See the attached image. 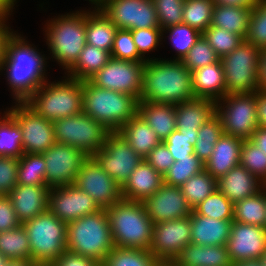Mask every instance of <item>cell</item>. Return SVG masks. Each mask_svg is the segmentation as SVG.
<instances>
[{
  "mask_svg": "<svg viewBox=\"0 0 266 266\" xmlns=\"http://www.w3.org/2000/svg\"><path fill=\"white\" fill-rule=\"evenodd\" d=\"M193 99L192 73L182 61L147 59L140 101L177 105Z\"/></svg>",
  "mask_w": 266,
  "mask_h": 266,
  "instance_id": "6da1fadb",
  "label": "cell"
},
{
  "mask_svg": "<svg viewBox=\"0 0 266 266\" xmlns=\"http://www.w3.org/2000/svg\"><path fill=\"white\" fill-rule=\"evenodd\" d=\"M44 62L45 57L26 43L24 38L16 33L8 38L0 70H7L16 102H25L46 82Z\"/></svg>",
  "mask_w": 266,
  "mask_h": 266,
  "instance_id": "7a4b0ae2",
  "label": "cell"
},
{
  "mask_svg": "<svg viewBox=\"0 0 266 266\" xmlns=\"http://www.w3.org/2000/svg\"><path fill=\"white\" fill-rule=\"evenodd\" d=\"M105 211L115 247L149 251L153 222L142 202L121 199Z\"/></svg>",
  "mask_w": 266,
  "mask_h": 266,
  "instance_id": "3957f363",
  "label": "cell"
},
{
  "mask_svg": "<svg viewBox=\"0 0 266 266\" xmlns=\"http://www.w3.org/2000/svg\"><path fill=\"white\" fill-rule=\"evenodd\" d=\"M83 113L117 132L138 113V100L129 94L102 89L83 81Z\"/></svg>",
  "mask_w": 266,
  "mask_h": 266,
  "instance_id": "277c9868",
  "label": "cell"
},
{
  "mask_svg": "<svg viewBox=\"0 0 266 266\" xmlns=\"http://www.w3.org/2000/svg\"><path fill=\"white\" fill-rule=\"evenodd\" d=\"M114 247L105 209L67 223V251L102 264Z\"/></svg>",
  "mask_w": 266,
  "mask_h": 266,
  "instance_id": "5b68a950",
  "label": "cell"
},
{
  "mask_svg": "<svg viewBox=\"0 0 266 266\" xmlns=\"http://www.w3.org/2000/svg\"><path fill=\"white\" fill-rule=\"evenodd\" d=\"M44 82L25 102L46 120L83 112V81L69 77L57 83Z\"/></svg>",
  "mask_w": 266,
  "mask_h": 266,
  "instance_id": "8992f818",
  "label": "cell"
},
{
  "mask_svg": "<svg viewBox=\"0 0 266 266\" xmlns=\"http://www.w3.org/2000/svg\"><path fill=\"white\" fill-rule=\"evenodd\" d=\"M30 242L31 261L50 265L66 251L67 223L51 211L22 223Z\"/></svg>",
  "mask_w": 266,
  "mask_h": 266,
  "instance_id": "52a82bcc",
  "label": "cell"
},
{
  "mask_svg": "<svg viewBox=\"0 0 266 266\" xmlns=\"http://www.w3.org/2000/svg\"><path fill=\"white\" fill-rule=\"evenodd\" d=\"M46 26L47 43L53 58L69 70L87 44L86 11L61 15Z\"/></svg>",
  "mask_w": 266,
  "mask_h": 266,
  "instance_id": "ba28073f",
  "label": "cell"
},
{
  "mask_svg": "<svg viewBox=\"0 0 266 266\" xmlns=\"http://www.w3.org/2000/svg\"><path fill=\"white\" fill-rule=\"evenodd\" d=\"M55 141L67 144L92 157L101 150L111 133L102 123L85 113L57 119L53 122Z\"/></svg>",
  "mask_w": 266,
  "mask_h": 266,
  "instance_id": "9c48e42d",
  "label": "cell"
},
{
  "mask_svg": "<svg viewBox=\"0 0 266 266\" xmlns=\"http://www.w3.org/2000/svg\"><path fill=\"white\" fill-rule=\"evenodd\" d=\"M260 49L243 41L230 54L221 58L227 94L256 93Z\"/></svg>",
  "mask_w": 266,
  "mask_h": 266,
  "instance_id": "30bf717a",
  "label": "cell"
},
{
  "mask_svg": "<svg viewBox=\"0 0 266 266\" xmlns=\"http://www.w3.org/2000/svg\"><path fill=\"white\" fill-rule=\"evenodd\" d=\"M221 100L224 105L216 102V115L221 120L224 134L250 139L259 127L256 93L226 94Z\"/></svg>",
  "mask_w": 266,
  "mask_h": 266,
  "instance_id": "8fae6325",
  "label": "cell"
},
{
  "mask_svg": "<svg viewBox=\"0 0 266 266\" xmlns=\"http://www.w3.org/2000/svg\"><path fill=\"white\" fill-rule=\"evenodd\" d=\"M144 68L145 62L111 58L89 81L99 88L126 93L140 101Z\"/></svg>",
  "mask_w": 266,
  "mask_h": 266,
  "instance_id": "7c38bea8",
  "label": "cell"
},
{
  "mask_svg": "<svg viewBox=\"0 0 266 266\" xmlns=\"http://www.w3.org/2000/svg\"><path fill=\"white\" fill-rule=\"evenodd\" d=\"M92 158L120 187L143 160L118 132H111Z\"/></svg>",
  "mask_w": 266,
  "mask_h": 266,
  "instance_id": "4fadbf2b",
  "label": "cell"
},
{
  "mask_svg": "<svg viewBox=\"0 0 266 266\" xmlns=\"http://www.w3.org/2000/svg\"><path fill=\"white\" fill-rule=\"evenodd\" d=\"M7 112L20 127L24 153L42 154L56 143L53 122L39 115L26 102H18Z\"/></svg>",
  "mask_w": 266,
  "mask_h": 266,
  "instance_id": "5bb4252c",
  "label": "cell"
},
{
  "mask_svg": "<svg viewBox=\"0 0 266 266\" xmlns=\"http://www.w3.org/2000/svg\"><path fill=\"white\" fill-rule=\"evenodd\" d=\"M97 7L119 29L160 28L152 0H104Z\"/></svg>",
  "mask_w": 266,
  "mask_h": 266,
  "instance_id": "9a60e30c",
  "label": "cell"
},
{
  "mask_svg": "<svg viewBox=\"0 0 266 266\" xmlns=\"http://www.w3.org/2000/svg\"><path fill=\"white\" fill-rule=\"evenodd\" d=\"M46 165V184L52 189L75 183L83 163L89 158L83 151L55 143L42 153Z\"/></svg>",
  "mask_w": 266,
  "mask_h": 266,
  "instance_id": "2e32d148",
  "label": "cell"
},
{
  "mask_svg": "<svg viewBox=\"0 0 266 266\" xmlns=\"http://www.w3.org/2000/svg\"><path fill=\"white\" fill-rule=\"evenodd\" d=\"M191 243L190 216L153 224L149 251L158 261H174Z\"/></svg>",
  "mask_w": 266,
  "mask_h": 266,
  "instance_id": "e0dca14e",
  "label": "cell"
},
{
  "mask_svg": "<svg viewBox=\"0 0 266 266\" xmlns=\"http://www.w3.org/2000/svg\"><path fill=\"white\" fill-rule=\"evenodd\" d=\"M74 185L91 196L100 209H107L122 199L121 187L92 157L83 163Z\"/></svg>",
  "mask_w": 266,
  "mask_h": 266,
  "instance_id": "ac0fdd59",
  "label": "cell"
},
{
  "mask_svg": "<svg viewBox=\"0 0 266 266\" xmlns=\"http://www.w3.org/2000/svg\"><path fill=\"white\" fill-rule=\"evenodd\" d=\"M99 210L93 198L74 184L50 189L49 211L61 221L70 223Z\"/></svg>",
  "mask_w": 266,
  "mask_h": 266,
  "instance_id": "d6986e66",
  "label": "cell"
},
{
  "mask_svg": "<svg viewBox=\"0 0 266 266\" xmlns=\"http://www.w3.org/2000/svg\"><path fill=\"white\" fill-rule=\"evenodd\" d=\"M142 203L153 224L184 218L192 213L180 186L163 183L153 195L145 198Z\"/></svg>",
  "mask_w": 266,
  "mask_h": 266,
  "instance_id": "ffe728a7",
  "label": "cell"
},
{
  "mask_svg": "<svg viewBox=\"0 0 266 266\" xmlns=\"http://www.w3.org/2000/svg\"><path fill=\"white\" fill-rule=\"evenodd\" d=\"M226 247L232 263L260 259L266 251V228L233 221Z\"/></svg>",
  "mask_w": 266,
  "mask_h": 266,
  "instance_id": "44dd1931",
  "label": "cell"
},
{
  "mask_svg": "<svg viewBox=\"0 0 266 266\" xmlns=\"http://www.w3.org/2000/svg\"><path fill=\"white\" fill-rule=\"evenodd\" d=\"M50 188L47 185H19L8 193L15 214L22 224L49 210Z\"/></svg>",
  "mask_w": 266,
  "mask_h": 266,
  "instance_id": "7402d4cb",
  "label": "cell"
},
{
  "mask_svg": "<svg viewBox=\"0 0 266 266\" xmlns=\"http://www.w3.org/2000/svg\"><path fill=\"white\" fill-rule=\"evenodd\" d=\"M162 184L163 176L143 159L121 187L122 199L142 202Z\"/></svg>",
  "mask_w": 266,
  "mask_h": 266,
  "instance_id": "603a6c76",
  "label": "cell"
},
{
  "mask_svg": "<svg viewBox=\"0 0 266 266\" xmlns=\"http://www.w3.org/2000/svg\"><path fill=\"white\" fill-rule=\"evenodd\" d=\"M216 114V102L195 98L175 105L176 128L180 133L197 135L198 129Z\"/></svg>",
  "mask_w": 266,
  "mask_h": 266,
  "instance_id": "cb8c5ba5",
  "label": "cell"
},
{
  "mask_svg": "<svg viewBox=\"0 0 266 266\" xmlns=\"http://www.w3.org/2000/svg\"><path fill=\"white\" fill-rule=\"evenodd\" d=\"M192 87L195 98L209 99L215 102L226 94L224 69L221 60L191 71Z\"/></svg>",
  "mask_w": 266,
  "mask_h": 266,
  "instance_id": "d4e9b609",
  "label": "cell"
},
{
  "mask_svg": "<svg viewBox=\"0 0 266 266\" xmlns=\"http://www.w3.org/2000/svg\"><path fill=\"white\" fill-rule=\"evenodd\" d=\"M263 185L257 177L241 164L236 165L217 180V189L233 204L255 195L262 189Z\"/></svg>",
  "mask_w": 266,
  "mask_h": 266,
  "instance_id": "484cf974",
  "label": "cell"
},
{
  "mask_svg": "<svg viewBox=\"0 0 266 266\" xmlns=\"http://www.w3.org/2000/svg\"><path fill=\"white\" fill-rule=\"evenodd\" d=\"M243 140L223 134L215 144L210 159L204 169L216 180L227 174L233 167L240 164Z\"/></svg>",
  "mask_w": 266,
  "mask_h": 266,
  "instance_id": "4316f807",
  "label": "cell"
},
{
  "mask_svg": "<svg viewBox=\"0 0 266 266\" xmlns=\"http://www.w3.org/2000/svg\"><path fill=\"white\" fill-rule=\"evenodd\" d=\"M191 220V243L202 246L226 245L233 221L217 220L193 211Z\"/></svg>",
  "mask_w": 266,
  "mask_h": 266,
  "instance_id": "83f0119b",
  "label": "cell"
},
{
  "mask_svg": "<svg viewBox=\"0 0 266 266\" xmlns=\"http://www.w3.org/2000/svg\"><path fill=\"white\" fill-rule=\"evenodd\" d=\"M174 262L177 266H232L226 245L202 246L189 243Z\"/></svg>",
  "mask_w": 266,
  "mask_h": 266,
  "instance_id": "f1b7e54d",
  "label": "cell"
},
{
  "mask_svg": "<svg viewBox=\"0 0 266 266\" xmlns=\"http://www.w3.org/2000/svg\"><path fill=\"white\" fill-rule=\"evenodd\" d=\"M138 114L163 142L176 128L175 105L138 101Z\"/></svg>",
  "mask_w": 266,
  "mask_h": 266,
  "instance_id": "f546056e",
  "label": "cell"
},
{
  "mask_svg": "<svg viewBox=\"0 0 266 266\" xmlns=\"http://www.w3.org/2000/svg\"><path fill=\"white\" fill-rule=\"evenodd\" d=\"M143 159L161 143L157 134L137 113L117 131Z\"/></svg>",
  "mask_w": 266,
  "mask_h": 266,
  "instance_id": "4dcf8cb0",
  "label": "cell"
},
{
  "mask_svg": "<svg viewBox=\"0 0 266 266\" xmlns=\"http://www.w3.org/2000/svg\"><path fill=\"white\" fill-rule=\"evenodd\" d=\"M95 11L90 12L91 14L86 12V42L111 53L118 28L98 7H95Z\"/></svg>",
  "mask_w": 266,
  "mask_h": 266,
  "instance_id": "1f68e13d",
  "label": "cell"
},
{
  "mask_svg": "<svg viewBox=\"0 0 266 266\" xmlns=\"http://www.w3.org/2000/svg\"><path fill=\"white\" fill-rule=\"evenodd\" d=\"M252 9L237 6L215 5L211 26L228 30L245 38Z\"/></svg>",
  "mask_w": 266,
  "mask_h": 266,
  "instance_id": "d6a6232c",
  "label": "cell"
},
{
  "mask_svg": "<svg viewBox=\"0 0 266 266\" xmlns=\"http://www.w3.org/2000/svg\"><path fill=\"white\" fill-rule=\"evenodd\" d=\"M111 59V53L86 44L76 63L67 71L68 76L79 81L89 80Z\"/></svg>",
  "mask_w": 266,
  "mask_h": 266,
  "instance_id": "836d02e7",
  "label": "cell"
},
{
  "mask_svg": "<svg viewBox=\"0 0 266 266\" xmlns=\"http://www.w3.org/2000/svg\"><path fill=\"white\" fill-rule=\"evenodd\" d=\"M255 195L234 203L233 221L266 227L265 184Z\"/></svg>",
  "mask_w": 266,
  "mask_h": 266,
  "instance_id": "e575fe53",
  "label": "cell"
},
{
  "mask_svg": "<svg viewBox=\"0 0 266 266\" xmlns=\"http://www.w3.org/2000/svg\"><path fill=\"white\" fill-rule=\"evenodd\" d=\"M0 254L9 260H31L30 242L22 224L0 232Z\"/></svg>",
  "mask_w": 266,
  "mask_h": 266,
  "instance_id": "d590c367",
  "label": "cell"
},
{
  "mask_svg": "<svg viewBox=\"0 0 266 266\" xmlns=\"http://www.w3.org/2000/svg\"><path fill=\"white\" fill-rule=\"evenodd\" d=\"M180 189L187 203L193 209L217 190V180L204 169L191 176L180 186Z\"/></svg>",
  "mask_w": 266,
  "mask_h": 266,
  "instance_id": "8d00e7d4",
  "label": "cell"
},
{
  "mask_svg": "<svg viewBox=\"0 0 266 266\" xmlns=\"http://www.w3.org/2000/svg\"><path fill=\"white\" fill-rule=\"evenodd\" d=\"M17 184L47 185L46 165L42 154L24 153L19 158Z\"/></svg>",
  "mask_w": 266,
  "mask_h": 266,
  "instance_id": "74e56055",
  "label": "cell"
},
{
  "mask_svg": "<svg viewBox=\"0 0 266 266\" xmlns=\"http://www.w3.org/2000/svg\"><path fill=\"white\" fill-rule=\"evenodd\" d=\"M23 154L20 127L15 119L5 112V116L0 119V156L20 158Z\"/></svg>",
  "mask_w": 266,
  "mask_h": 266,
  "instance_id": "f35d334b",
  "label": "cell"
},
{
  "mask_svg": "<svg viewBox=\"0 0 266 266\" xmlns=\"http://www.w3.org/2000/svg\"><path fill=\"white\" fill-rule=\"evenodd\" d=\"M223 134L221 120L216 114L198 129L194 154L204 164L210 159L215 144Z\"/></svg>",
  "mask_w": 266,
  "mask_h": 266,
  "instance_id": "ab89813d",
  "label": "cell"
},
{
  "mask_svg": "<svg viewBox=\"0 0 266 266\" xmlns=\"http://www.w3.org/2000/svg\"><path fill=\"white\" fill-rule=\"evenodd\" d=\"M214 6L213 0H185L183 23L202 34L212 23Z\"/></svg>",
  "mask_w": 266,
  "mask_h": 266,
  "instance_id": "60d3db41",
  "label": "cell"
},
{
  "mask_svg": "<svg viewBox=\"0 0 266 266\" xmlns=\"http://www.w3.org/2000/svg\"><path fill=\"white\" fill-rule=\"evenodd\" d=\"M157 259L145 249L114 247L104 259L102 266H154Z\"/></svg>",
  "mask_w": 266,
  "mask_h": 266,
  "instance_id": "b9f144b4",
  "label": "cell"
},
{
  "mask_svg": "<svg viewBox=\"0 0 266 266\" xmlns=\"http://www.w3.org/2000/svg\"><path fill=\"white\" fill-rule=\"evenodd\" d=\"M192 211L212 219L233 221L234 204L217 189Z\"/></svg>",
  "mask_w": 266,
  "mask_h": 266,
  "instance_id": "7bdbcfd3",
  "label": "cell"
},
{
  "mask_svg": "<svg viewBox=\"0 0 266 266\" xmlns=\"http://www.w3.org/2000/svg\"><path fill=\"white\" fill-rule=\"evenodd\" d=\"M204 170V163L195 154L188 158L178 159L163 176V183L170 186H181L191 176Z\"/></svg>",
  "mask_w": 266,
  "mask_h": 266,
  "instance_id": "ee69618b",
  "label": "cell"
},
{
  "mask_svg": "<svg viewBox=\"0 0 266 266\" xmlns=\"http://www.w3.org/2000/svg\"><path fill=\"white\" fill-rule=\"evenodd\" d=\"M244 41L260 50L266 48V0H257L252 8Z\"/></svg>",
  "mask_w": 266,
  "mask_h": 266,
  "instance_id": "f6af8a7d",
  "label": "cell"
},
{
  "mask_svg": "<svg viewBox=\"0 0 266 266\" xmlns=\"http://www.w3.org/2000/svg\"><path fill=\"white\" fill-rule=\"evenodd\" d=\"M202 35L215 50L220 59L230 54L244 41V38L238 34L211 25Z\"/></svg>",
  "mask_w": 266,
  "mask_h": 266,
  "instance_id": "bcb514c9",
  "label": "cell"
},
{
  "mask_svg": "<svg viewBox=\"0 0 266 266\" xmlns=\"http://www.w3.org/2000/svg\"><path fill=\"white\" fill-rule=\"evenodd\" d=\"M240 164L263 184H266V154L249 139L243 140Z\"/></svg>",
  "mask_w": 266,
  "mask_h": 266,
  "instance_id": "7dc6e473",
  "label": "cell"
},
{
  "mask_svg": "<svg viewBox=\"0 0 266 266\" xmlns=\"http://www.w3.org/2000/svg\"><path fill=\"white\" fill-rule=\"evenodd\" d=\"M220 60L221 59L215 50L210 46L203 35H201L196 43L190 48L182 62L190 71H193Z\"/></svg>",
  "mask_w": 266,
  "mask_h": 266,
  "instance_id": "c3c4849f",
  "label": "cell"
},
{
  "mask_svg": "<svg viewBox=\"0 0 266 266\" xmlns=\"http://www.w3.org/2000/svg\"><path fill=\"white\" fill-rule=\"evenodd\" d=\"M170 33V40L174 48L177 50V58L175 60L182 61L187 55L190 48L196 43L202 35L196 29L187 24L181 23L165 28Z\"/></svg>",
  "mask_w": 266,
  "mask_h": 266,
  "instance_id": "681fc988",
  "label": "cell"
},
{
  "mask_svg": "<svg viewBox=\"0 0 266 266\" xmlns=\"http://www.w3.org/2000/svg\"><path fill=\"white\" fill-rule=\"evenodd\" d=\"M111 58L129 60L134 62H146L138 52L130 30L117 29L112 45Z\"/></svg>",
  "mask_w": 266,
  "mask_h": 266,
  "instance_id": "f907efd6",
  "label": "cell"
},
{
  "mask_svg": "<svg viewBox=\"0 0 266 266\" xmlns=\"http://www.w3.org/2000/svg\"><path fill=\"white\" fill-rule=\"evenodd\" d=\"M185 0H152L162 31L173 25L183 23V6Z\"/></svg>",
  "mask_w": 266,
  "mask_h": 266,
  "instance_id": "816d5d0a",
  "label": "cell"
},
{
  "mask_svg": "<svg viewBox=\"0 0 266 266\" xmlns=\"http://www.w3.org/2000/svg\"><path fill=\"white\" fill-rule=\"evenodd\" d=\"M197 135H187L180 133L175 129L163 142L166 144L169 152L175 161L188 158V155L194 154Z\"/></svg>",
  "mask_w": 266,
  "mask_h": 266,
  "instance_id": "f5cc1de1",
  "label": "cell"
},
{
  "mask_svg": "<svg viewBox=\"0 0 266 266\" xmlns=\"http://www.w3.org/2000/svg\"><path fill=\"white\" fill-rule=\"evenodd\" d=\"M19 158L0 156V195L8 193L17 184Z\"/></svg>",
  "mask_w": 266,
  "mask_h": 266,
  "instance_id": "db71d44e",
  "label": "cell"
},
{
  "mask_svg": "<svg viewBox=\"0 0 266 266\" xmlns=\"http://www.w3.org/2000/svg\"><path fill=\"white\" fill-rule=\"evenodd\" d=\"M130 31L137 50L143 58L146 52L153 51V49L157 48L163 35L161 28H145Z\"/></svg>",
  "mask_w": 266,
  "mask_h": 266,
  "instance_id": "11a10c76",
  "label": "cell"
},
{
  "mask_svg": "<svg viewBox=\"0 0 266 266\" xmlns=\"http://www.w3.org/2000/svg\"><path fill=\"white\" fill-rule=\"evenodd\" d=\"M144 160L162 176H164V174L175 162L173 156L169 152V149L164 142H161L156 147H154L144 158Z\"/></svg>",
  "mask_w": 266,
  "mask_h": 266,
  "instance_id": "9f6ffc18",
  "label": "cell"
},
{
  "mask_svg": "<svg viewBox=\"0 0 266 266\" xmlns=\"http://www.w3.org/2000/svg\"><path fill=\"white\" fill-rule=\"evenodd\" d=\"M20 224L10 198L7 195H0V232L12 230Z\"/></svg>",
  "mask_w": 266,
  "mask_h": 266,
  "instance_id": "6f0895ef",
  "label": "cell"
},
{
  "mask_svg": "<svg viewBox=\"0 0 266 266\" xmlns=\"http://www.w3.org/2000/svg\"><path fill=\"white\" fill-rule=\"evenodd\" d=\"M94 259L76 254L70 251H64L61 256L55 259L50 266H99Z\"/></svg>",
  "mask_w": 266,
  "mask_h": 266,
  "instance_id": "680465c9",
  "label": "cell"
},
{
  "mask_svg": "<svg viewBox=\"0 0 266 266\" xmlns=\"http://www.w3.org/2000/svg\"><path fill=\"white\" fill-rule=\"evenodd\" d=\"M256 95L258 125L266 128V91L258 90Z\"/></svg>",
  "mask_w": 266,
  "mask_h": 266,
  "instance_id": "91938a15",
  "label": "cell"
},
{
  "mask_svg": "<svg viewBox=\"0 0 266 266\" xmlns=\"http://www.w3.org/2000/svg\"><path fill=\"white\" fill-rule=\"evenodd\" d=\"M6 18L7 17L0 16V68H1V64L5 56V46H6L7 40L13 33L12 31L10 32L8 30L9 27L6 24H4L5 23L4 20Z\"/></svg>",
  "mask_w": 266,
  "mask_h": 266,
  "instance_id": "94428289",
  "label": "cell"
},
{
  "mask_svg": "<svg viewBox=\"0 0 266 266\" xmlns=\"http://www.w3.org/2000/svg\"><path fill=\"white\" fill-rule=\"evenodd\" d=\"M258 85L259 90L266 91V48L260 51L258 65Z\"/></svg>",
  "mask_w": 266,
  "mask_h": 266,
  "instance_id": "6125c7cd",
  "label": "cell"
},
{
  "mask_svg": "<svg viewBox=\"0 0 266 266\" xmlns=\"http://www.w3.org/2000/svg\"><path fill=\"white\" fill-rule=\"evenodd\" d=\"M249 140L266 154V128L259 126Z\"/></svg>",
  "mask_w": 266,
  "mask_h": 266,
  "instance_id": "be15d7a7",
  "label": "cell"
},
{
  "mask_svg": "<svg viewBox=\"0 0 266 266\" xmlns=\"http://www.w3.org/2000/svg\"><path fill=\"white\" fill-rule=\"evenodd\" d=\"M215 5L237 6L248 9L254 8L257 0H213Z\"/></svg>",
  "mask_w": 266,
  "mask_h": 266,
  "instance_id": "e7e4bbea",
  "label": "cell"
},
{
  "mask_svg": "<svg viewBox=\"0 0 266 266\" xmlns=\"http://www.w3.org/2000/svg\"><path fill=\"white\" fill-rule=\"evenodd\" d=\"M14 2L16 0H0V16L7 17L15 5Z\"/></svg>",
  "mask_w": 266,
  "mask_h": 266,
  "instance_id": "03108f58",
  "label": "cell"
},
{
  "mask_svg": "<svg viewBox=\"0 0 266 266\" xmlns=\"http://www.w3.org/2000/svg\"><path fill=\"white\" fill-rule=\"evenodd\" d=\"M232 266H263V264L261 259H249L232 263Z\"/></svg>",
  "mask_w": 266,
  "mask_h": 266,
  "instance_id": "003e7915",
  "label": "cell"
},
{
  "mask_svg": "<svg viewBox=\"0 0 266 266\" xmlns=\"http://www.w3.org/2000/svg\"><path fill=\"white\" fill-rule=\"evenodd\" d=\"M31 260H8L6 266H36Z\"/></svg>",
  "mask_w": 266,
  "mask_h": 266,
  "instance_id": "a7ac6f4b",
  "label": "cell"
},
{
  "mask_svg": "<svg viewBox=\"0 0 266 266\" xmlns=\"http://www.w3.org/2000/svg\"><path fill=\"white\" fill-rule=\"evenodd\" d=\"M154 266H177L174 261H157Z\"/></svg>",
  "mask_w": 266,
  "mask_h": 266,
  "instance_id": "89a4df30",
  "label": "cell"
},
{
  "mask_svg": "<svg viewBox=\"0 0 266 266\" xmlns=\"http://www.w3.org/2000/svg\"><path fill=\"white\" fill-rule=\"evenodd\" d=\"M8 260H9L8 258L0 254V266H6Z\"/></svg>",
  "mask_w": 266,
  "mask_h": 266,
  "instance_id": "2644e50d",
  "label": "cell"
},
{
  "mask_svg": "<svg viewBox=\"0 0 266 266\" xmlns=\"http://www.w3.org/2000/svg\"><path fill=\"white\" fill-rule=\"evenodd\" d=\"M260 259H261L263 266H266V251L264 252V254L262 255Z\"/></svg>",
  "mask_w": 266,
  "mask_h": 266,
  "instance_id": "8c879c8a",
  "label": "cell"
},
{
  "mask_svg": "<svg viewBox=\"0 0 266 266\" xmlns=\"http://www.w3.org/2000/svg\"><path fill=\"white\" fill-rule=\"evenodd\" d=\"M89 1H91L93 4H95L96 6H98L104 0H89Z\"/></svg>",
  "mask_w": 266,
  "mask_h": 266,
  "instance_id": "753ad0ef",
  "label": "cell"
},
{
  "mask_svg": "<svg viewBox=\"0 0 266 266\" xmlns=\"http://www.w3.org/2000/svg\"><path fill=\"white\" fill-rule=\"evenodd\" d=\"M36 266H50V265L37 264Z\"/></svg>",
  "mask_w": 266,
  "mask_h": 266,
  "instance_id": "34e18365",
  "label": "cell"
}]
</instances>
